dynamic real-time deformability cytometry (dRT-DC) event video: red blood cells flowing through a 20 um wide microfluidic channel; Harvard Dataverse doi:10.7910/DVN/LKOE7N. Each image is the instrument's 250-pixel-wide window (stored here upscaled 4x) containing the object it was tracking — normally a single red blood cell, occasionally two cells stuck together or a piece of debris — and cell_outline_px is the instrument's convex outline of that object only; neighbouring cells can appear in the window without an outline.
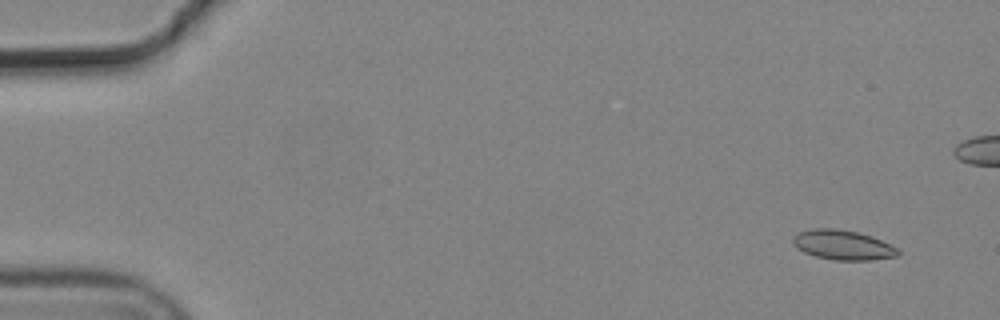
{"species": "common noctule bat (a hibernating species)", "species_latin": "Nyctalus noctula", "temperature_condition": "cold", "stored_images_in_passage": 10, "camera_frame_rate_fps": 3000, "um_per_image_px": 0.085, "animal": {"sex": "male", "body_mass_g": 19.2, "forearm_length_mm": 51.8}, "frame": {"image": 1, "passage_image": 2, "time_ms": 0.333, "image_size_px": [1000, 320], "cell_outline_px": [[900, 252], [896, 256], [872, 260], [836, 260], [816, 256], [804, 252], [796, 248], [792, 244], [792, 236], [796, 232], [812, 228], [836, 228], [856, 232], [872, 236], [896, 248]], "centroid_in_image_um": [71.56, 20.81], "position_along_channel_um": 13.4, "area_um2": 18.21}}
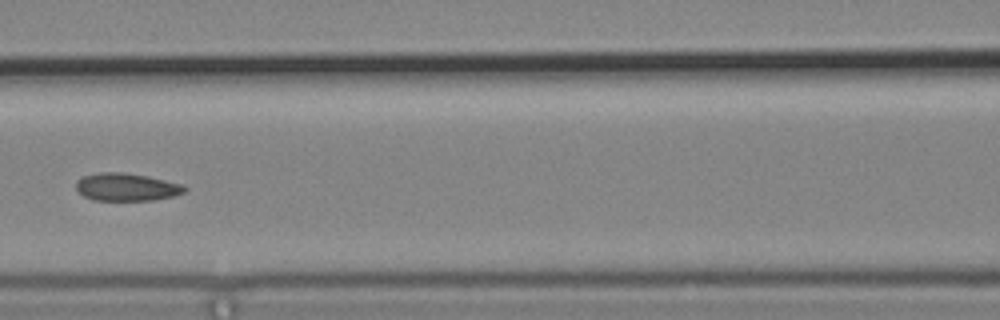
{"frame": {"image": 2, "passage_image": 7, "time_ms": 2.0, "image_size_px": [1000, 320], "cell_outline_px": [[188, 188], [184, 192], [172, 196], [152, 200], [92, 200], [84, 196], [76, 188], [76, 180], [84, 176], [100, 172], [124, 172], [148, 176], [180, 184]], "centroid_in_image_um": [10.73, 15.89], "position_along_channel_um": 155.9, "area_um2": 17.4}}
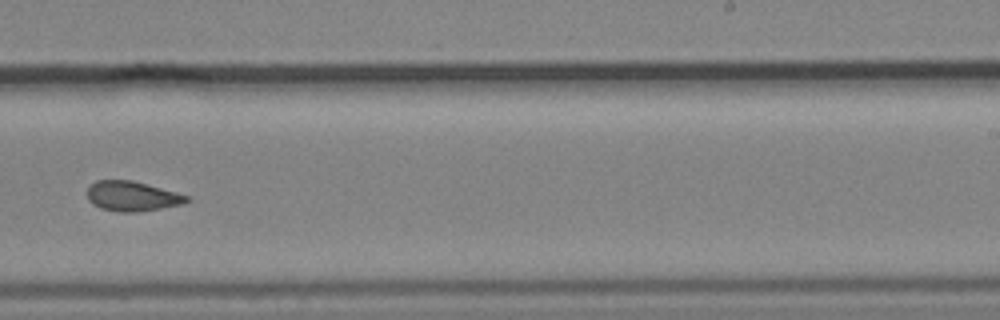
{"frame": {"image": 3, "passage_image": 10, "time_ms": 3.0, "image_size_px": [1000, 320], "cell_outline_px": [[192, 200], [184, 204], [136, 212], [120, 212], [100, 208], [88, 200], [88, 188], [96, 180], [132, 180], [148, 184], [176, 192], [188, 196]], "centroid_in_image_um": [11.26, 16.67], "position_along_channel_um": 277.7, "area_um2": 17.28}}